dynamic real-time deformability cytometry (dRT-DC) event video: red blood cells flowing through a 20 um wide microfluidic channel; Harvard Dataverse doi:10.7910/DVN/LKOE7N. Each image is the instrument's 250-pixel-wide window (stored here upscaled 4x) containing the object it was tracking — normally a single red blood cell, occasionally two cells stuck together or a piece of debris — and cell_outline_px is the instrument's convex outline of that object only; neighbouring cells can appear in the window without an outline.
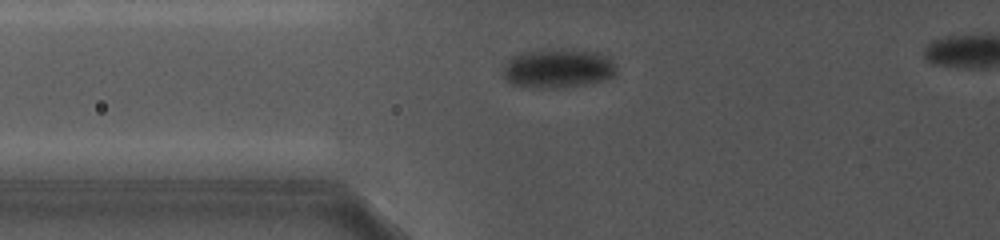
{"species": "common noctule bat (a hibernating species)", "species_latin": "Nyctalus noctula", "temperature_condition": "cold", "stored_images_in_passage": 7, "camera_frame_rate_fps": 5000, "um_per_image_px": 0.085, "animal": {"sex": "female", "body_mass_g": 19.0, "forearm_length_mm": 56.7}, "frame": {"image": 1, "passage_image": 3, "time_ms": 0.2, "image_size_px": [1000, 240], "cell_outline_px": [[616, 76], [608, 80], [564, 88], [532, 88], [508, 84], [500, 72], [504, 64], [512, 56], [520, 52], [596, 52], [612, 60], [616, 64]], "centroid_in_image_um": [47.38, 5.9], "position_along_channel_um": 78.4, "area_um2": 25.61}}